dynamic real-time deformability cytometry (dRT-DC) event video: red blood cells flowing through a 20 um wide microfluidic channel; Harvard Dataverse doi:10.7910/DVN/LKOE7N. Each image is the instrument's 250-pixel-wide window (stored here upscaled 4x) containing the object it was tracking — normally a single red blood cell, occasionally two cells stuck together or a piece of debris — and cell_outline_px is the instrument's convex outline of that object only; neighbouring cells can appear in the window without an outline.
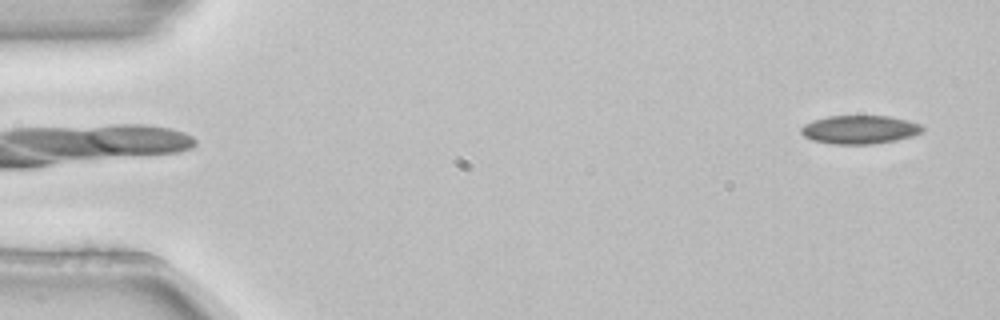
{"species": "common noctule bat (a hibernating species)", "species_latin": "Nyctalus noctula", "temperature_condition": "room temperature", "stored_images_in_passage": 6, "camera_frame_rate_fps": 3000, "um_per_image_px": 0.085, "animal": {"sex": "female", "body_mass_g": 22.7, "forearm_length_mm": 54.2}, "frame": {"image": 1, "passage_image": 6, "time_ms": 1.667, "image_size_px": [1000, 320], "cell_outline_px": [[924, 128], [920, 132], [912, 136], [896, 140], [872, 144], [832, 144], [812, 140], [804, 136], [800, 132], [800, 128], [804, 124], [812, 120], [828, 116], [888, 116], [908, 120], [920, 124]], "centroid_in_image_um": [73.04, 11.01], "position_along_channel_um": 12.0, "area_um2": 20.17}}